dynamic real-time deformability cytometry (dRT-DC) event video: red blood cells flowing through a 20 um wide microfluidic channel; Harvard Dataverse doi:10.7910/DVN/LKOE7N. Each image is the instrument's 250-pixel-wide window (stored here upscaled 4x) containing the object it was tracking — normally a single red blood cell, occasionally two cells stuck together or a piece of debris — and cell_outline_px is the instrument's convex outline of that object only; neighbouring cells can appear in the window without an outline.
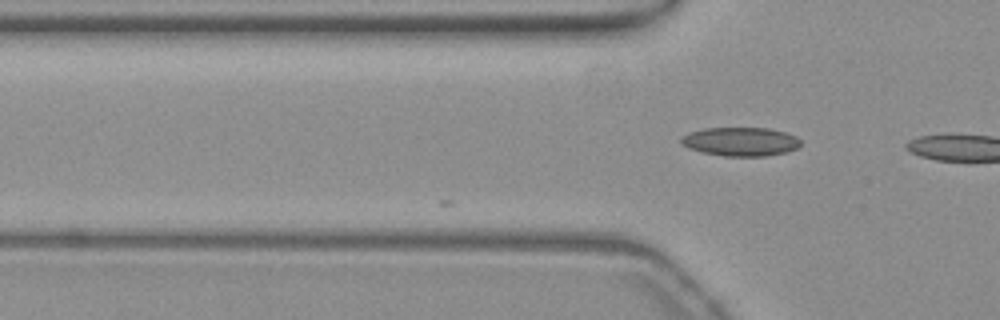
{"species": "common noctule bat (a hibernating species)", "species_latin": "Nyctalus noctula", "temperature_condition": "warm", "stored_images_in_passage": 7, "camera_frame_rate_fps": 3000, "um_per_image_px": 0.085, "animal": {"sex": "female", "body_mass_g": 19.3, "forearm_length_mm": 54.1}, "frame": {"image": 1, "passage_image": 7, "time_ms": 2.0, "image_size_px": [1000, 320], "cell_outline_px": [[800, 144], [796, 148], [788, 152], [764, 156], [724, 156], [704, 152], [688, 148], [680, 144], [680, 136], [688, 132], [704, 128], [768, 128], [784, 132], [796, 136], [800, 140]], "centroid_in_image_um": [62.91, 12.03], "position_along_channel_um": 62.9, "area_um2": 20.11}}